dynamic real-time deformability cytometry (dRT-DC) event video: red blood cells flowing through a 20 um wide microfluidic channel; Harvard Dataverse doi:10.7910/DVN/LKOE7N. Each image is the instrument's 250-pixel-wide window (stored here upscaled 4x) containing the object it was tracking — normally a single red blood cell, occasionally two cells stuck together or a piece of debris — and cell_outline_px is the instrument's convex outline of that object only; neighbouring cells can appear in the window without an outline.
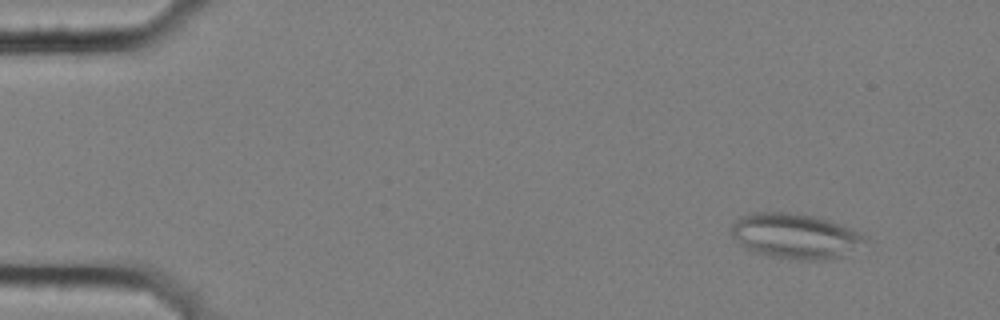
{"species": "common noctule bat (a hibernating species)", "species_latin": "Nyctalus noctula", "temperature_condition": "cold", "stored_images_in_passage": 6, "camera_frame_rate_fps": 3000, "um_per_image_px": 0.085, "animal": {"sex": "female", "body_mass_g": 25.1}, "frame": {"image": 1, "passage_image": 1, "time_ms": 0.0, "image_size_px": [1000, 320], "cell_outline_px": [[868, 240], [840, 256], [824, 260], [788, 260], [752, 252], [744, 248], [732, 236], [728, 228], [740, 216], [756, 212], [788, 212], [820, 216], [860, 232], [868, 236]], "centroid_in_image_um": [67.54, 20.05], "position_along_channel_um": 17.5, "area_um2": 35.6}}